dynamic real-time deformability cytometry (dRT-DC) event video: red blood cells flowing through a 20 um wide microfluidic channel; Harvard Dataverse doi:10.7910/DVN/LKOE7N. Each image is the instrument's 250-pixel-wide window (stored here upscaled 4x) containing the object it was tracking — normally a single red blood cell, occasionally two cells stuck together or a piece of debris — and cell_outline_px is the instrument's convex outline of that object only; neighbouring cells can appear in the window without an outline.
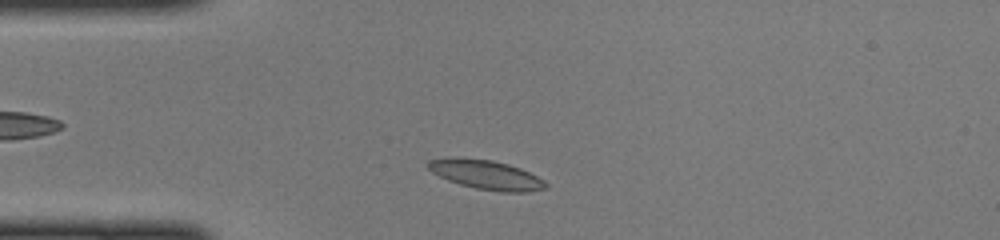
{"species": "common noctule bat (a hibernating species)", "species_latin": "Nyctalus noctula", "temperature_condition": "cold", "stored_images_in_passage": 39, "camera_frame_rate_fps": 3000, "um_per_image_px": 0.085, "animal": {"sex": "female", "body_mass_g": 22.0, "forearm_length_mm": 56.7}, "frame": {"image": 1, "passage_image": 3, "time_ms": 0.667, "image_size_px": [1000, 240], "cell_outline_px": [[548, 188], [528, 192], [500, 192], [476, 188], [460, 184], [448, 180], [432, 172], [424, 164], [428, 160], [444, 156], [448, 156], [492, 160], [508, 164], [520, 168], [544, 180], [548, 184]], "centroid_in_image_um": [41.28, 14.84], "position_along_channel_um": 43.7, "area_um2": 20.35}}
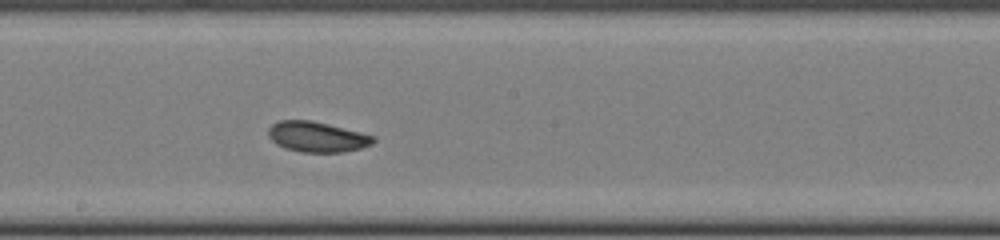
{"frame": {"image": 2, "passage_image": 17, "time_ms": 5.333, "image_size_px": [1000, 240], "cell_outline_px": [[376, 140], [372, 144], [360, 148], [344, 152], [300, 152], [284, 148], [276, 144], [268, 136], [268, 128], [272, 124], [280, 120], [312, 120], [376, 136]], "centroid_in_image_um": [26.94, 11.63], "position_along_channel_um": 221.3, "area_um2": 18.67}}
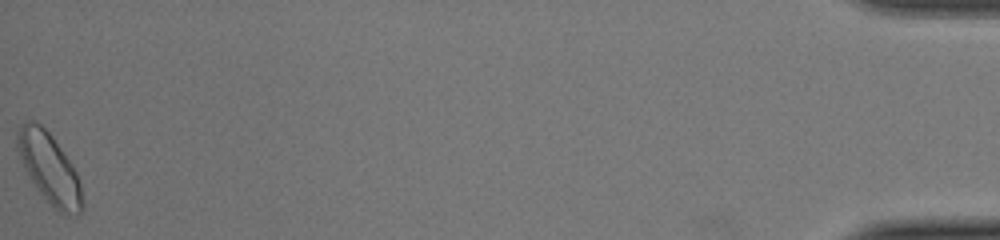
{"frame": {"image": 3, "passage_image": 39, "time_ms": 12.667, "image_size_px": [1000, 240], "cell_outline_px": [[84, 208], [76, 216], [64, 216], [52, 208], [36, 188], [16, 148], [16, 132], [24, 120], [32, 120], [40, 124], [52, 136], [72, 164], [76, 172], [80, 184], [84, 200]], "centroid_in_image_um": [4.22, 14.35], "position_along_channel_um": 431.0, "area_um2": 26.76}}